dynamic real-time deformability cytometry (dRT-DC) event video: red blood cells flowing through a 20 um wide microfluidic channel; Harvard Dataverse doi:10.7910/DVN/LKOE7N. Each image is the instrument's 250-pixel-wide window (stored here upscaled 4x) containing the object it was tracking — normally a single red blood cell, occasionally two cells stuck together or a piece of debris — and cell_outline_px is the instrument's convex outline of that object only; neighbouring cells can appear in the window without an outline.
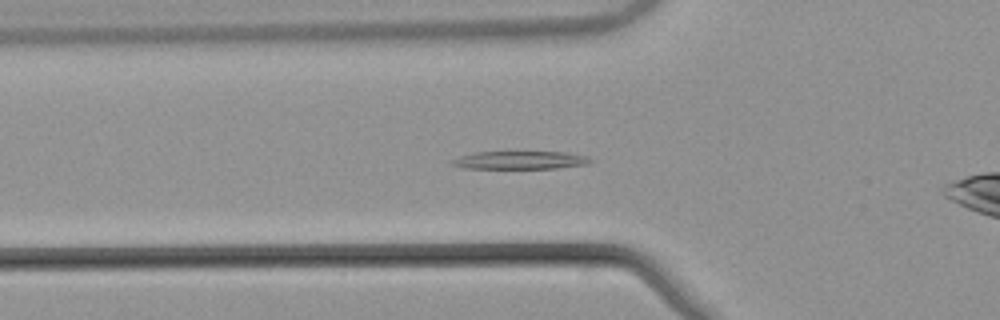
{"species": "common noctule bat (a hibernating species)", "species_latin": "Nyctalus noctula", "temperature_condition": "warm", "stored_images_in_passage": 45, "camera_frame_rate_fps": 3000, "um_per_image_px": 0.085, "animal": {"sex": "male", "body_mass_g": 21.5, "forearm_length_mm": 52.0}, "frame": {"image": 1, "passage_image": 10, "time_ms": 3.0, "image_size_px": [1000, 320], "cell_outline_px": [[592, 160], [588, 164], [556, 168], [464, 168], [448, 164], [448, 160], [460, 156], [476, 152], [568, 152], [588, 156]], "centroid_in_image_um": [44.17, 13.61], "position_along_channel_um": 81.6, "area_um2": 14.57}}
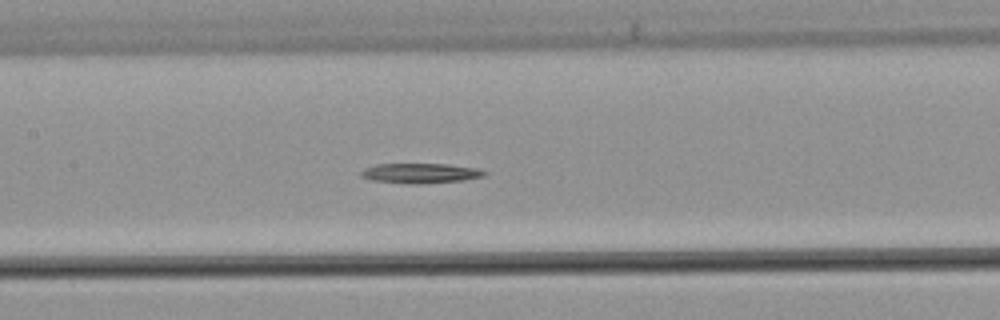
{"frame": {"image": 2, "passage_image": 17, "time_ms": 5.333, "image_size_px": [1000, 320], "cell_outline_px": [[488, 172], [484, 176], [464, 180], [416, 184], [408, 184], [372, 180], [360, 176], [360, 172], [364, 168], [376, 164], [448, 164], [480, 168]], "centroid_in_image_um": [35.75, 14.72], "position_along_channel_um": 171.6, "area_um2": 14.45}}
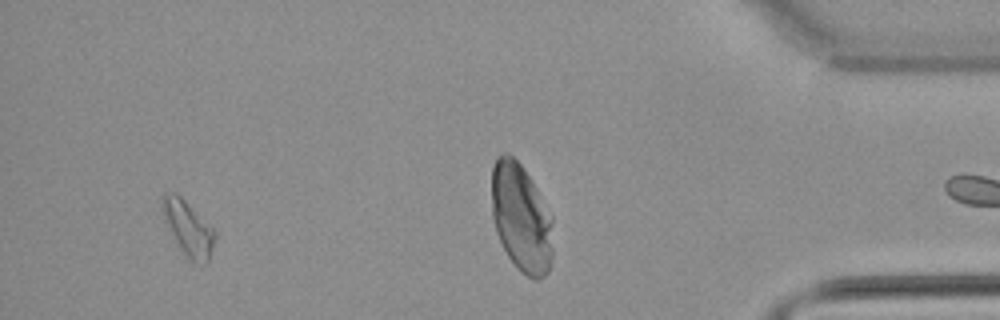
{"frame": {"image": 3, "passage_image": 42, "time_ms": 13.667, "image_size_px": [1000, 320], "cell_outline_px": [[216, 240], [208, 260], [204, 264], [188, 260], [180, 248], [164, 220], [160, 208], [160, 200], [164, 192], [176, 192], [216, 232]], "centroid_in_image_um": [15.96, 19.38], "position_along_channel_um": 419.2, "area_um2": 16.65}, "authors_computed_cell_mechanics": {"area_um2": 14.9702, "velocity_mm_per_s": 3.8435, "shape_relaxation_time_tau1_ms": 3.2523, "shape_relaxation_time_tau2_ms": null, "deformation_change_tau1": 0.1431, "deformation_change_tau2": null}}